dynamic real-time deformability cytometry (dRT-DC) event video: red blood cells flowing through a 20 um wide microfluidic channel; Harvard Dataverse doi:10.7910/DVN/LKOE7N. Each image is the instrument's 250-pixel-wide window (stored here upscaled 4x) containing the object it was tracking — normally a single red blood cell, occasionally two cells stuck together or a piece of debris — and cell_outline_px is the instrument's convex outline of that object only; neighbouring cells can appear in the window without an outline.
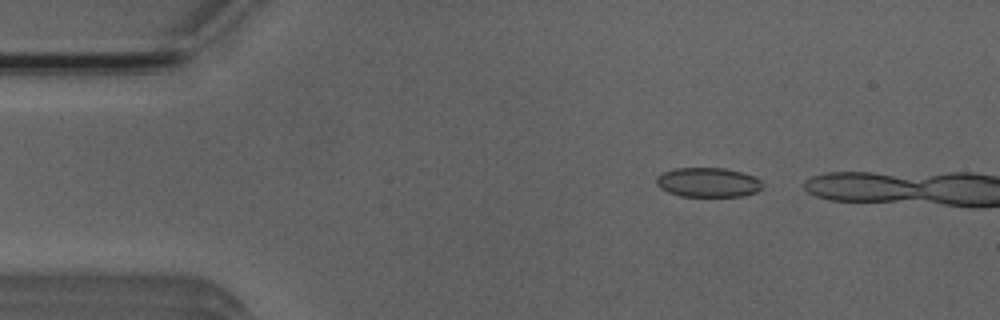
{"species": "Egyptian fruit bat (a non-hibernating species)", "species_latin": "Rousettus aegyptiacus", "temperature_condition": "room temperature", "stored_images_in_passage": 3, "camera_frame_rate_fps": 3000, "um_per_image_px": 0.085, "animal": {"sex": "male"}, "frame": {"image": 1, "passage_image": 1, "time_ms": 0.0, "image_size_px": [1000, 320], "cell_outline_px": [[764, 188], [756, 192], [740, 196], [680, 196], [668, 192], [660, 188], [656, 184], [656, 176], [664, 172], [676, 168], [724, 168], [744, 172], [760, 180], [764, 184]], "centroid_in_image_um": [60.2, 15.5], "position_along_channel_um": 24.8, "area_um2": 18.32}}